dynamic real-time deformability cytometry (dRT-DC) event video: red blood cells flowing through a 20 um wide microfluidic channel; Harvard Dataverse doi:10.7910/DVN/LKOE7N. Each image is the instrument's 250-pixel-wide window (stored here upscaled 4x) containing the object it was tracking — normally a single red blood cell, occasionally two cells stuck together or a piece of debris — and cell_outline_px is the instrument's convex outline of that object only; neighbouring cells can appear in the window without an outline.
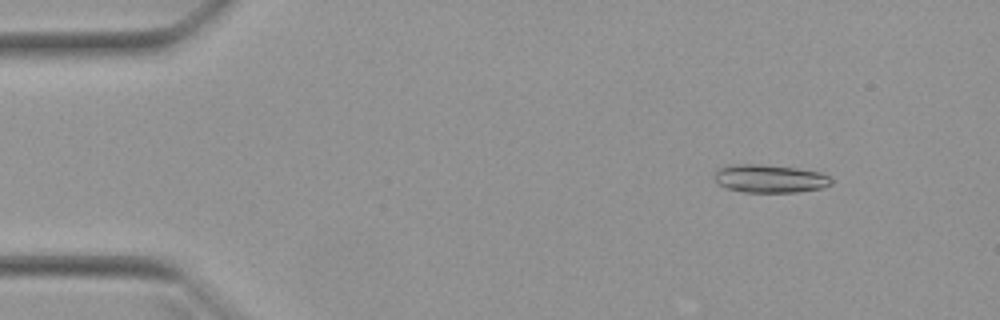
{"species": "Egyptian fruit bat (a non-hibernating species)", "species_latin": "Rousettus aegyptiacus", "temperature_condition": "warm", "stored_images_in_passage": 48, "camera_frame_rate_fps": 3000, "um_per_image_px": 0.085, "animal": {"sex": "female"}, "frame": {"image": 1, "passage_image": 3, "time_ms": 0.667, "image_size_px": [1000, 320], "cell_outline_px": [[832, 184], [820, 188], [796, 192], [744, 192], [728, 188], [720, 184], [716, 180], [716, 172], [720, 168], [728, 164], [756, 164], [796, 168], [820, 172], [828, 176], [832, 180]], "centroid_in_image_um": [65.45, 15.18], "position_along_channel_um": 19.5, "area_um2": 18.84}}
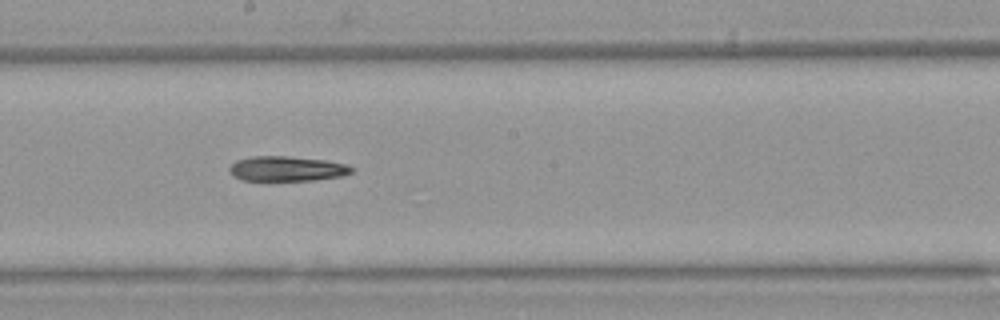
{"frame": {"image": 2, "passage_image": 25, "time_ms": 8.0, "image_size_px": [1000, 320], "cell_outline_px": [[356, 168], [352, 172], [340, 176], [316, 180], [240, 180], [232, 176], [228, 168], [236, 160], [252, 156], [288, 156], [324, 160], [348, 164]], "centroid_in_image_um": [24.38, 14.33], "position_along_channel_um": 223.8, "area_um2": 17.86}}
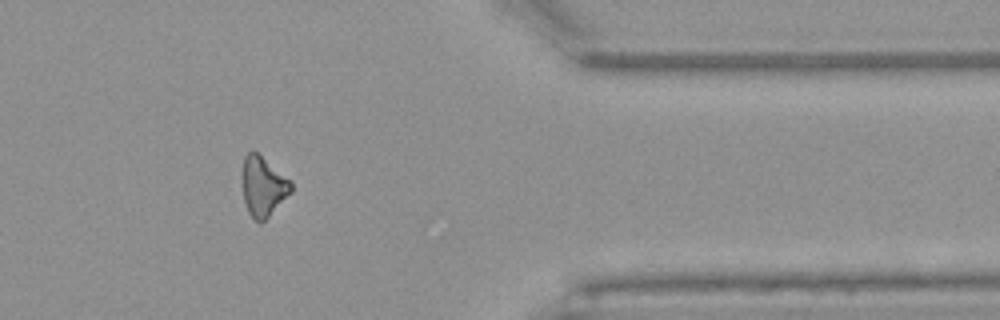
{"frame": {"image": 3, "passage_image": 39, "time_ms": 12.667, "image_size_px": [1000, 320], "cell_outline_px": [[292, 192], [260, 224], [248, 212], [244, 200], [244, 156], [252, 148], [292, 180]], "centroid_in_image_um": [22.41, 15.81], "position_along_channel_um": 389.0, "area_um2": 16.76}}